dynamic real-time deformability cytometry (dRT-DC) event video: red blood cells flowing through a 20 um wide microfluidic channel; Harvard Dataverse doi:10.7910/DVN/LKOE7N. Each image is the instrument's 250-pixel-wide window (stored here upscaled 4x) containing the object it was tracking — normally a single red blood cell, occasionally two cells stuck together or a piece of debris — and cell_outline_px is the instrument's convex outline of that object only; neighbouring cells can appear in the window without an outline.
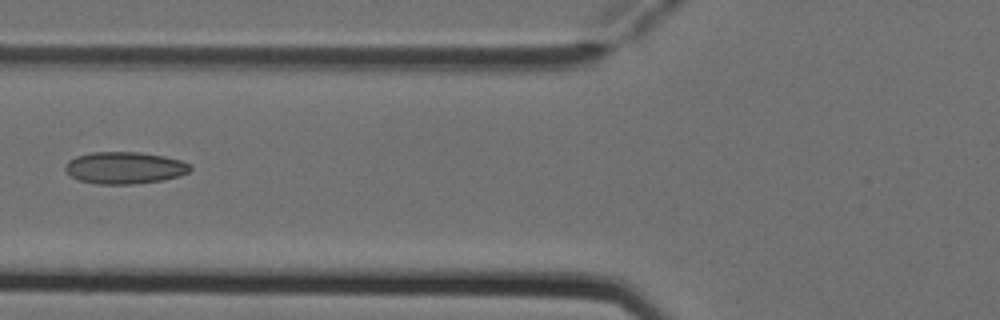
{"species": "Egyptian fruit bat (a non-hibernating species)", "species_latin": "Rousettus aegyptiacus", "temperature_condition": "cold", "stored_images_in_passage": 6, "camera_frame_rate_fps": 3000, "um_per_image_px": 0.085, "animal": {"sex": "female"}, "frame": {"image": 1, "passage_image": 5, "time_ms": 1.333, "image_size_px": [1000, 320], "cell_outline_px": [[192, 168], [188, 172], [180, 176], [160, 180], [132, 184], [100, 184], [80, 180], [72, 176], [64, 168], [64, 164], [68, 160], [76, 156], [92, 152], [140, 152], [164, 156], [180, 160], [192, 164]], "centroid_in_image_um": [10.6, 14.25], "position_along_channel_um": 115.2, "area_um2": 23.24}}
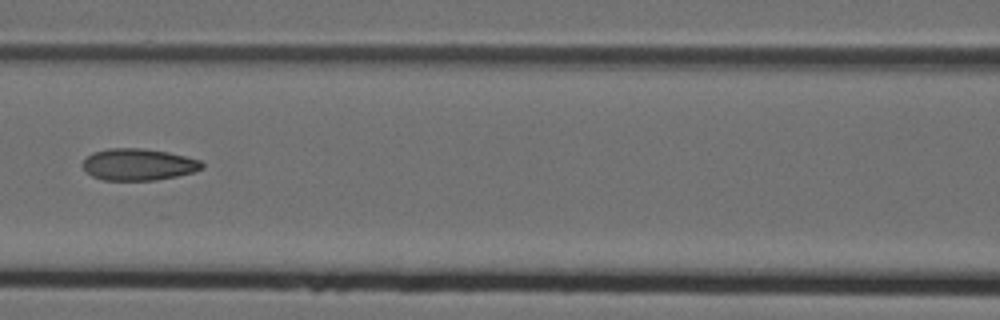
{"frame": {"image": 2, "passage_image": 6, "time_ms": 1.667, "image_size_px": [1000, 320], "cell_outline_px": [[204, 168], [192, 172], [176, 176], [156, 180], [104, 180], [92, 176], [80, 164], [92, 152], [108, 148], [140, 148], [168, 152], [200, 160], [204, 164]], "centroid_in_image_um": [11.75, 13.98], "position_along_channel_um": 154.8, "area_um2": 22.02}}